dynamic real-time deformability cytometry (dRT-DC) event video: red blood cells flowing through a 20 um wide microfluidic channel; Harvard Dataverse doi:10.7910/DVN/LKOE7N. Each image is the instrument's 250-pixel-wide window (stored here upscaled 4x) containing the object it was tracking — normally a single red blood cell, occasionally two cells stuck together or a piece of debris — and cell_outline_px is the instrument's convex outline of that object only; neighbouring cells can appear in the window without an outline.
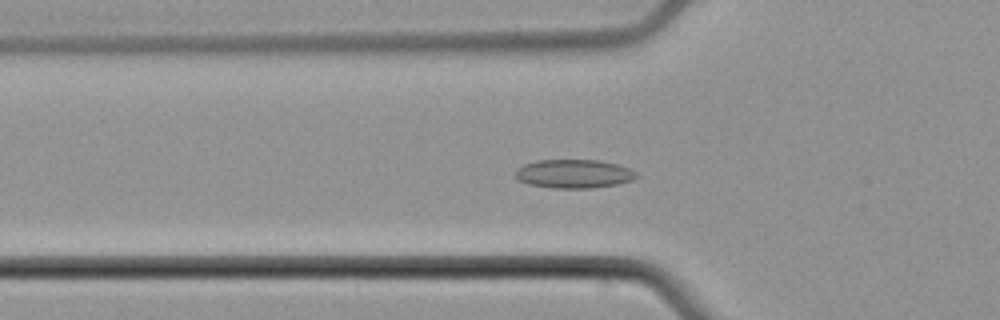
{"species": "common noctule bat (a hibernating species)", "species_latin": "Nyctalus noctula", "temperature_condition": "cold", "stored_images_in_passage": 41, "camera_frame_rate_fps": 3000, "um_per_image_px": 0.085, "animal": {"sex": "male", "body_mass_g": 21.5, "forearm_length_mm": 52.0}, "frame": {"image": 1, "passage_image": 5, "time_ms": 1.333, "image_size_px": [1000, 320], "cell_outline_px": [[640, 176], [632, 180], [616, 184], [588, 188], [552, 188], [528, 184], [516, 180], [512, 176], [516, 168], [524, 164], [536, 160], [600, 160], [616, 164], [628, 168], [636, 172]], "centroid_in_image_um": [48.71, 14.77], "position_along_channel_um": 77.1, "area_um2": 20.46}}
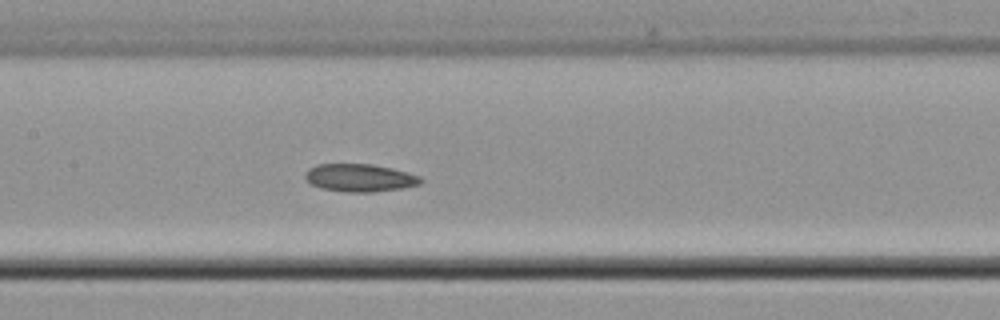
{"frame": {"image": 2, "passage_image": 13, "time_ms": 4.0, "image_size_px": [1000, 320], "cell_outline_px": [[424, 180], [420, 184], [400, 188], [372, 192], [344, 192], [320, 188], [312, 184], [304, 176], [304, 172], [308, 168], [316, 164], [372, 164], [392, 168], [408, 172], [420, 176]], "centroid_in_image_um": [30.57, 15.1], "position_along_channel_um": 176.8, "area_um2": 18.79}}
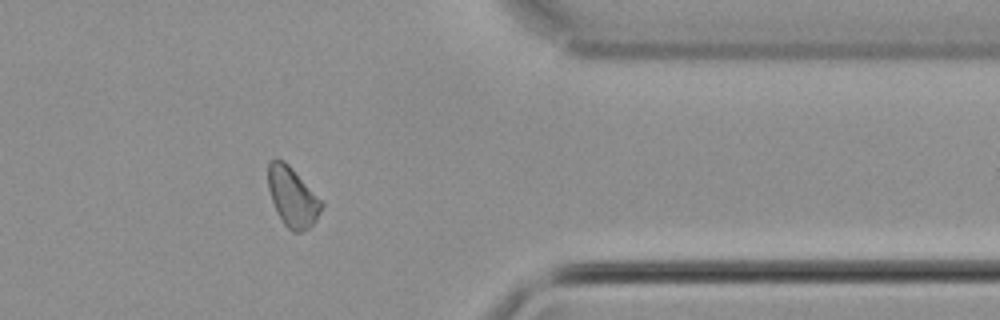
{"frame": {"image": 3, "passage_image": 31, "time_ms": 10.0, "image_size_px": [1000, 320], "cell_outline_px": [[324, 204], [316, 220], [308, 228], [300, 232], [292, 232], [284, 224], [276, 212], [268, 188], [268, 164], [276, 156], [284, 160], [292, 168]], "centroid_in_image_um": [24.83, 16.73], "position_along_channel_um": 386.6, "area_um2": 18.38}}